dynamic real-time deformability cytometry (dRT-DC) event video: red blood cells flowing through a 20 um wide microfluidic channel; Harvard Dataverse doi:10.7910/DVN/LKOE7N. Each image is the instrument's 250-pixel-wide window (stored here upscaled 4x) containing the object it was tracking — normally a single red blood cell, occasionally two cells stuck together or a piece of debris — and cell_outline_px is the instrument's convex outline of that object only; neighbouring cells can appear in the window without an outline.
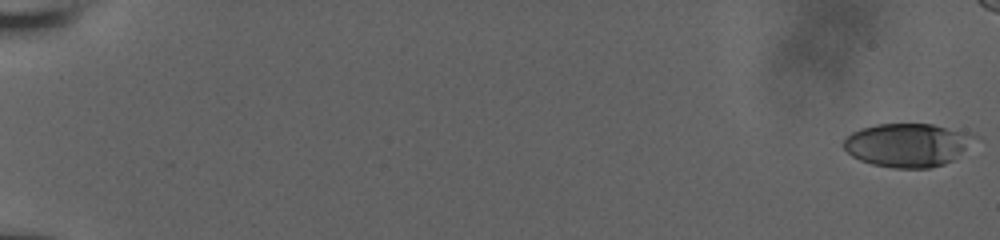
{"species": "human", "species_latin": "Homo sapiens", "temperature_condition": "room temperature", "stored_images_in_passage": 53, "camera_frame_rate_fps": 3000, "um_per_image_px": 0.085, "donor": {"sex": "male"}, "frame": {"image": 1, "passage_image": 1, "time_ms": 0.0, "image_size_px": [1000, 240], "cell_outline_px": [[980, 136], [952, 160], [944, 164], [928, 168], [892, 168], [872, 164], [860, 160], [852, 156], [844, 148], [844, 140], [852, 132], [860, 128], [876, 124], [932, 124]], "centroid_in_image_um": [77.12, 12.32], "position_along_channel_um": 7.9, "area_um2": 32.95}}
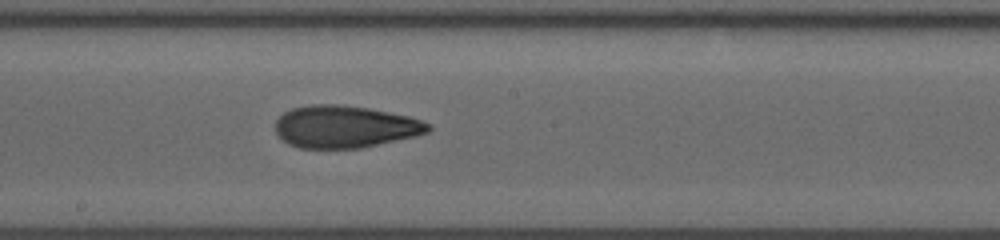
{"frame": {"image": 2, "passage_image": 34, "time_ms": 11.0, "image_size_px": [1000, 240], "cell_outline_px": [[432, 128], [428, 132], [416, 136], [360, 148], [300, 148], [288, 144], [276, 132], [276, 120], [284, 112], [292, 108], [312, 104], [336, 104], [368, 108], [408, 116], [432, 124]], "centroid_in_image_um": [29.33, 10.77], "position_along_channel_um": 218.9, "area_um2": 37.51}}
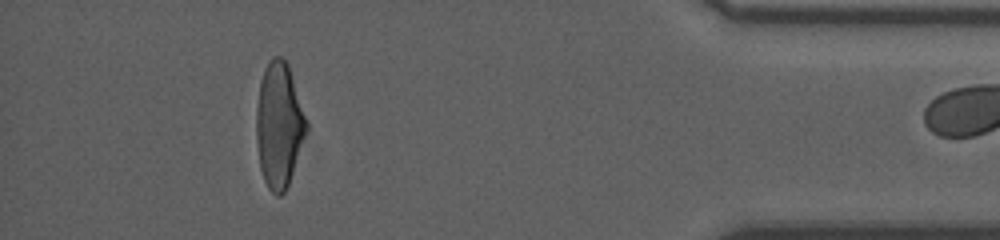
{"frame": {"image": 3, "passage_image": 52, "time_ms": 17.0, "image_size_px": [1000, 240], "cell_outline_px": [[308, 128], [288, 188], [280, 196], [276, 196], [268, 188], [264, 180], [260, 168], [256, 140], [256, 108], [260, 80], [264, 68], [268, 60], [272, 56], [280, 56], [288, 64], [308, 120]], "centroid_in_image_um": [23.72, 10.63], "position_along_channel_um": 411.5, "area_um2": 37.11}}